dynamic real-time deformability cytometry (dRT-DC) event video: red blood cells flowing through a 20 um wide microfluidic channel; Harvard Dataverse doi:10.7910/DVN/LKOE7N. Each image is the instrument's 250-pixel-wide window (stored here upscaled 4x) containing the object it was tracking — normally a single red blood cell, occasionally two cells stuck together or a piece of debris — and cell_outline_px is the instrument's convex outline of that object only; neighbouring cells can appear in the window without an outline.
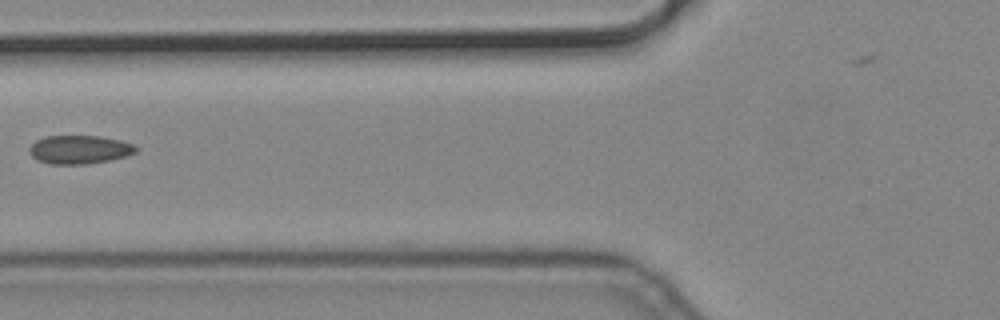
{"species": "common noctule bat (a hibernating species)", "species_latin": "Nyctalus noctula", "temperature_condition": "cold", "stored_images_in_passage": 7, "camera_frame_rate_fps": 3000, "um_per_image_px": 0.085, "animal": {"sex": "male", "body_mass_g": 19.2, "forearm_length_mm": 51.8}, "frame": {"image": 1, "passage_image": 6, "time_ms": 1.667, "image_size_px": [1000, 320], "cell_outline_px": [[136, 152], [112, 160], [88, 164], [52, 164], [36, 160], [32, 156], [28, 148], [36, 140], [48, 136], [100, 136], [120, 140], [132, 144], [136, 148]], "centroid_in_image_um": [6.73, 12.72], "position_along_channel_um": 119.1, "area_um2": 17.63}}
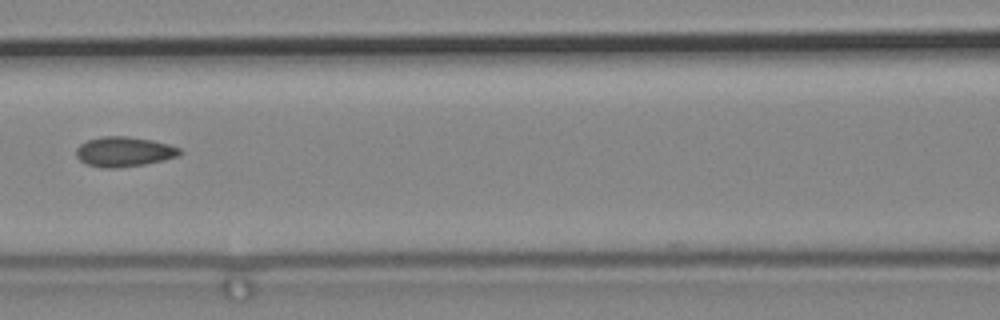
{"frame": {"image": 2, "passage_image": 7, "time_ms": 2.0, "image_size_px": [1000, 320], "cell_outline_px": [[180, 152], [176, 156], [164, 160], [144, 164], [116, 168], [100, 168], [88, 164], [80, 160], [76, 156], [76, 148], [80, 144], [88, 140], [104, 136], [128, 136], [152, 140], [168, 144], [180, 148]], "centroid_in_image_um": [10.51, 12.89], "position_along_channel_um": 156.1, "area_um2": 17.92}}